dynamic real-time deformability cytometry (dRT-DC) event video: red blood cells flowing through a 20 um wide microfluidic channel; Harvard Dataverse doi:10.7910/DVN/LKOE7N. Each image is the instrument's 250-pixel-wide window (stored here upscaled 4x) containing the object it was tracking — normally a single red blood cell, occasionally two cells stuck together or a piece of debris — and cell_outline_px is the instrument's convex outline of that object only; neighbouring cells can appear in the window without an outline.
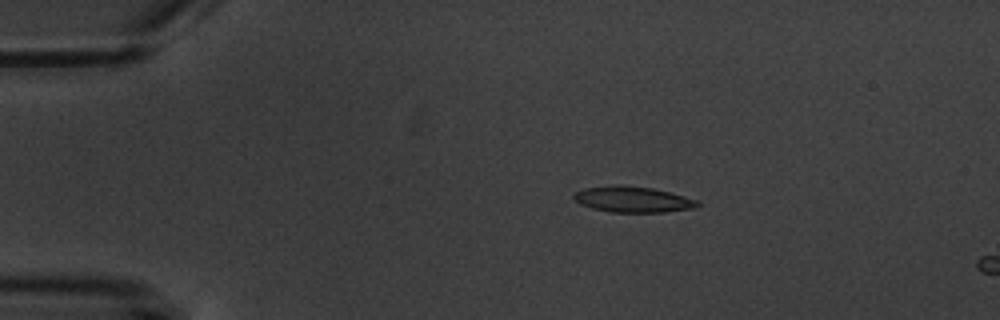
{"species": "common noctule bat (a hibernating species)", "species_latin": "Nyctalus noctula", "temperature_condition": "warm", "stored_images_in_passage": 3, "camera_frame_rate_fps": 3000, "um_per_image_px": 0.085, "animal": {"sex": "male", "body_mass_g": 20.1, "forearm_length_mm": 53.5}, "frame": {"image": 1, "passage_image": 2, "time_ms": 1.333, "image_size_px": [1000, 320], "cell_outline_px": [[700, 204], [696, 208], [664, 212], [612, 212], [592, 208], [580, 204], [572, 196], [576, 192], [584, 188], [620, 184], [652, 188], [684, 196], [696, 200]], "centroid_in_image_um": [53.78, 16.95], "position_along_channel_um": 31.2, "area_um2": 18.55}}